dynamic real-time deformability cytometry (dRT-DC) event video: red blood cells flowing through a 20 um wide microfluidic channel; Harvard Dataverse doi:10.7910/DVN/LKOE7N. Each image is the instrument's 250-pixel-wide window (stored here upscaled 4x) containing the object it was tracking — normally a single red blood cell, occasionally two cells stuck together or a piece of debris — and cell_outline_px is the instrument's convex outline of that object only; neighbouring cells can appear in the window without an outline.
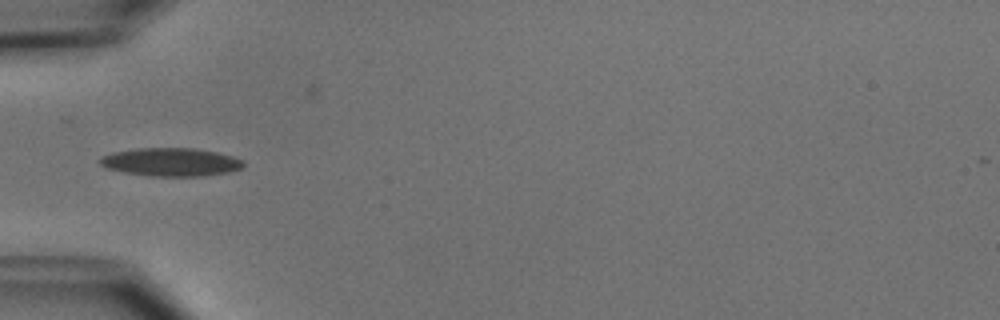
{"species": "common noctule bat (a hibernating species)", "species_latin": "Nyctalus noctula", "temperature_condition": "cold", "stored_images_in_passage": 2, "camera_frame_rate_fps": 3000, "um_per_image_px": 0.085, "animal": {"sex": "male", "body_mass_g": 15.6}, "frame": {"image": 1, "passage_image": 2, "time_ms": 5.0, "image_size_px": [1000, 320], "cell_outline_px": [[244, 168], [228, 172], [204, 176], [152, 176], [124, 172], [104, 168], [96, 160], [100, 156], [112, 152], [136, 148], [196, 148], [216, 152], [232, 156], [244, 160]], "centroid_in_image_um": [14.49, 13.77], "position_along_channel_um": 70.5, "area_um2": 23.93}}